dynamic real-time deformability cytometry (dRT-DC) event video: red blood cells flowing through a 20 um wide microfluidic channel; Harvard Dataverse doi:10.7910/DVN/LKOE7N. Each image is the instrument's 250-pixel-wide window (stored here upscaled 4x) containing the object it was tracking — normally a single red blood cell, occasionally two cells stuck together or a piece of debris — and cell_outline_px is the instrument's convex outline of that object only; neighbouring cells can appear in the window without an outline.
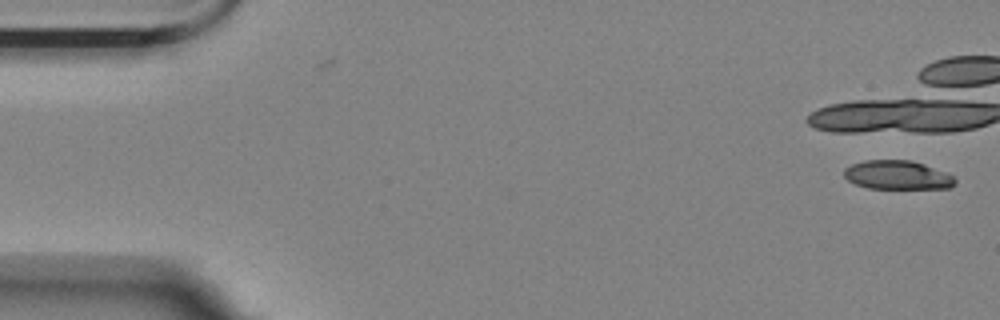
{"species": "Egyptian fruit bat (a non-hibernating species)", "species_latin": "Rousettus aegyptiacus", "temperature_condition": "room temperature", "stored_images_in_passage": 8, "camera_frame_rate_fps": 3000, "um_per_image_px": 0.085, "animal": {"sex": "female"}, "frame": {"image": 1, "passage_image": 1, "time_ms": 0.0, "image_size_px": [1000, 320], "cell_outline_px": [[956, 184], [948, 188], [868, 188], [856, 184], [848, 180], [844, 176], [844, 168], [852, 164], [864, 160], [912, 160], [924, 164], [944, 172], [952, 176], [956, 180]], "centroid_in_image_um": [76.26, 14.87], "position_along_channel_um": 8.7, "area_um2": 18.55}}